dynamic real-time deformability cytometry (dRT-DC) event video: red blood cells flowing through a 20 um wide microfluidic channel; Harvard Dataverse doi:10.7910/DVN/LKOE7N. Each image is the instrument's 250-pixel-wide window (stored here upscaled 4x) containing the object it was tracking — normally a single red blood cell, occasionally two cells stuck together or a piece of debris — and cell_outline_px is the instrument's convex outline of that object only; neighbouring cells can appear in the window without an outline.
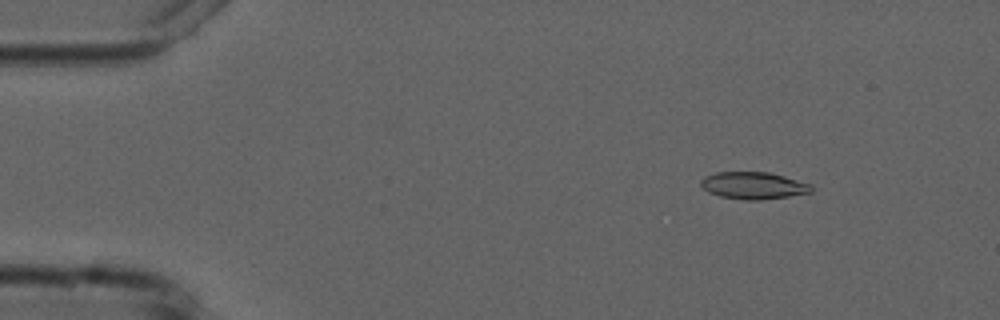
{"species": "common noctule bat (a hibernating species)", "species_latin": "Nyctalus noctula", "temperature_condition": "cold", "stored_images_in_passage": 6, "camera_frame_rate_fps": 3000, "um_per_image_px": 0.085, "animal": {"sex": "male", "forearm_length_mm": 52.5}, "frame": {"image": 1, "passage_image": 2, "time_ms": 1.333, "image_size_px": [1000, 320], "cell_outline_px": [[812, 192], [788, 196], [760, 200], [744, 200], [720, 196], [708, 192], [700, 184], [700, 180], [704, 176], [716, 172], [768, 172], [784, 176], [812, 184]], "centroid_in_image_um": [64.03, 15.76], "position_along_channel_um": 21.0, "area_um2": 17.46}}
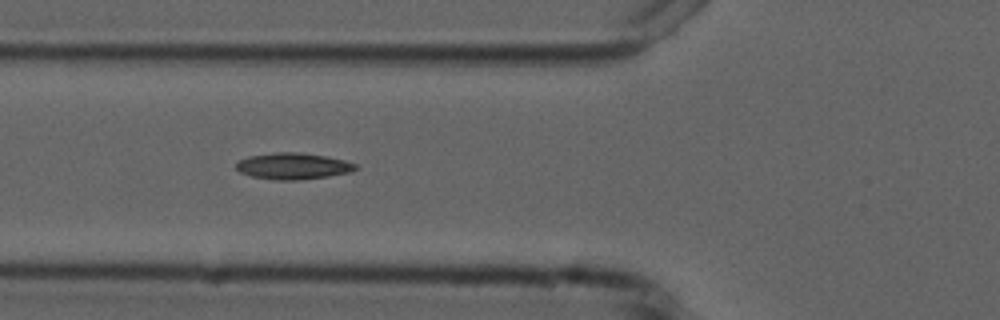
{"frame": {"image": 2, "passage_image": 5, "time_ms": 5.667, "image_size_px": [1000, 320], "cell_outline_px": [[356, 168], [348, 172], [328, 176], [300, 180], [276, 180], [252, 176], [240, 172], [236, 168], [236, 164], [240, 160], [248, 156], [276, 152], [300, 152], [324, 156], [344, 160], [356, 164]], "centroid_in_image_um": [24.88, 14.11], "position_along_channel_um": 100.9, "area_um2": 18.15}}
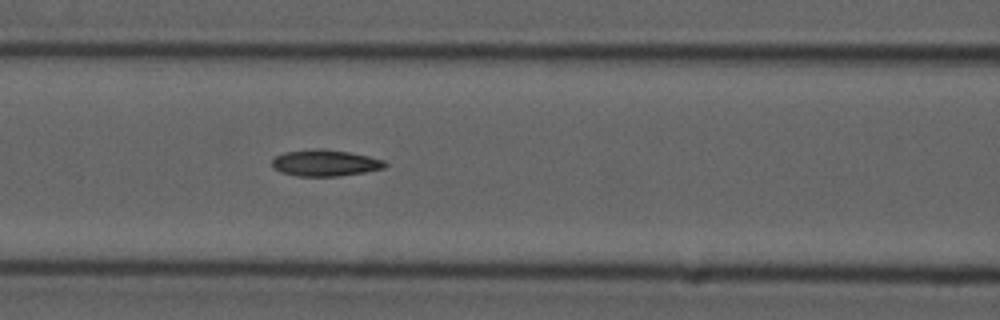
{"frame": {"image": 3, "passage_image": 6, "time_ms": 6.667, "image_size_px": [1000, 320], "cell_outline_px": [[388, 164], [384, 168], [364, 172], [340, 176], [296, 176], [280, 172], [272, 168], [272, 160], [276, 156], [284, 152], [316, 148], [320, 148], [348, 152], [368, 156], [384, 160]], "centroid_in_image_um": [27.61, 13.85], "position_along_channel_um": 139.0, "area_um2": 17.46}}